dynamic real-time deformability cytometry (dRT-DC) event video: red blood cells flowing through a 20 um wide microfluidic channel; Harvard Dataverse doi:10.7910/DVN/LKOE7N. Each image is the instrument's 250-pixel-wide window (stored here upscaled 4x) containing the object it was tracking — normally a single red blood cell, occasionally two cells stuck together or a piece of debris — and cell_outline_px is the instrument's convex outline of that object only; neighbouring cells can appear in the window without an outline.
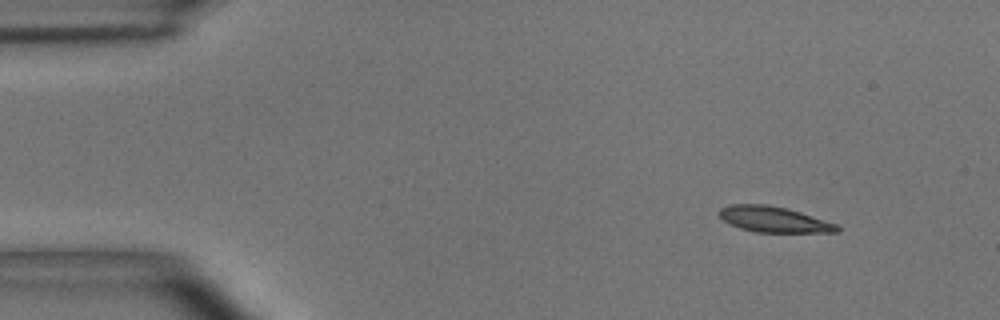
{"species": "common noctule bat (a hibernating species)", "species_latin": "Nyctalus noctula", "temperature_condition": "room temperature", "stored_images_in_passage": 51, "camera_frame_rate_fps": 3000, "um_per_image_px": 0.085, "animal": {"sex": "male", "body_mass_g": 15.6}, "frame": {"image": 1, "passage_image": 1, "time_ms": 0.0, "image_size_px": [1000, 320], "cell_outline_px": [[840, 232], [756, 232], [740, 228], [724, 220], [720, 216], [720, 208], [728, 204], [768, 204], [788, 208], [836, 224], [840, 228]], "centroid_in_image_um": [65.77, 18.64], "position_along_channel_um": 19.2, "area_um2": 17.51}}
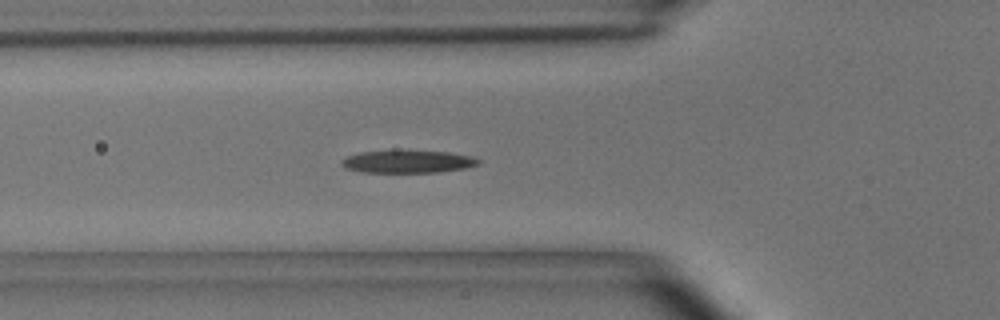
{"frame": {"image": 2, "passage_image": 14, "time_ms": 4.333, "image_size_px": [1000, 320], "cell_outline_px": [[480, 164], [464, 168], [440, 172], [360, 172], [348, 168], [340, 164], [340, 160], [348, 156], [360, 152], [396, 148], [448, 152], [472, 156], [480, 160]], "centroid_in_image_um": [34.64, 13.69], "position_along_channel_um": 91.2, "area_um2": 18.73}}
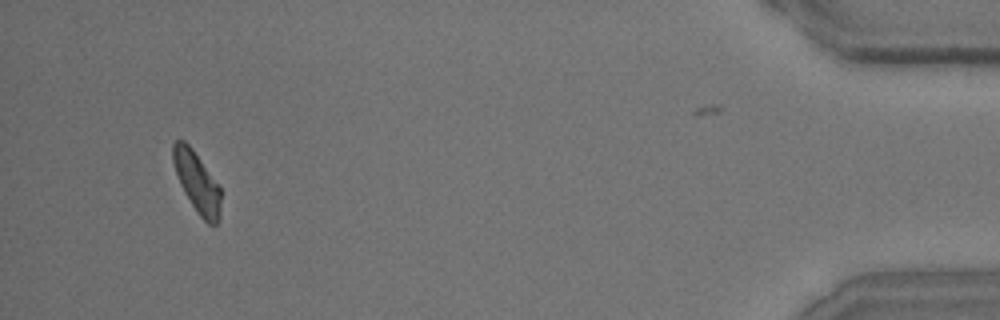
{"frame": {"image": 3, "passage_image": 47, "time_ms": 15.333, "image_size_px": [1000, 320], "cell_outline_px": [[220, 220], [216, 224], [208, 224], [200, 216], [184, 192], [180, 184], [172, 160], [172, 144], [176, 140], [184, 140], [192, 148], [220, 188]], "centroid_in_image_um": [16.73, 15.48], "position_along_channel_um": 418.5, "area_um2": 16.53}, "authors_computed_cell_mechanics": {"area_um2": 18.0914, "velocity_mm_per_s": 3.6412, "shape_relaxation_time_tau1_ms": 8.2644, "shape_relaxation_time_tau2_ms": null, "deformation_change_tau1": 0.1856, "deformation_change_tau2": null}}